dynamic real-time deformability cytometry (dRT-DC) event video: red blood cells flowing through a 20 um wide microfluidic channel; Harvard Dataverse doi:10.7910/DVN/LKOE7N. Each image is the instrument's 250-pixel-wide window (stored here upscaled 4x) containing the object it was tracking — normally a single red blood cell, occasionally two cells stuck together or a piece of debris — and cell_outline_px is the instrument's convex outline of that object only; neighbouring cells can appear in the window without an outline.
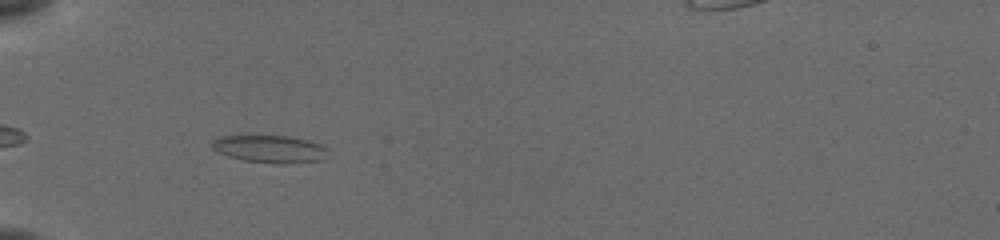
{"species": "common noctule bat (a hibernating species)", "species_latin": "Nyctalus noctula", "temperature_condition": "cold", "stored_images_in_passage": 39, "camera_frame_rate_fps": 3000, "um_per_image_px": 0.085, "animal": {"sex": "female", "body_mass_g": 19.5, "forearm_length_mm": 54.1}, "frame": {"image": 1, "passage_image": 4, "time_ms": 1.0, "image_size_px": [1000, 240], "cell_outline_px": [[328, 148], [324, 160], [288, 164], [276, 164], [244, 160], [228, 156], [212, 148], [212, 140], [220, 136], [288, 136], [308, 140], [320, 144]], "centroid_in_image_um": [22.98, 12.67], "position_along_channel_um": 62.0, "area_um2": 18.61}}
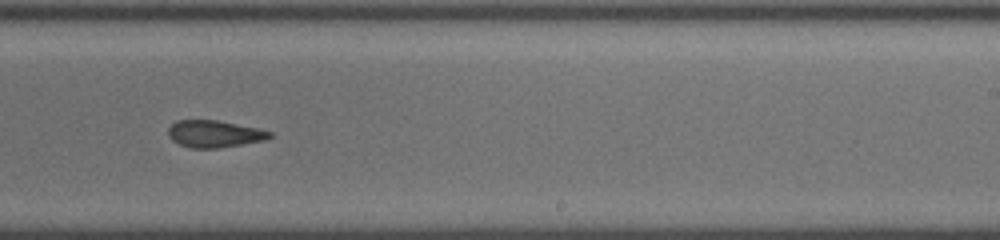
{"frame": {"image": 2, "passage_image": 21, "time_ms": 6.667, "image_size_px": [1000, 240], "cell_outline_px": [[272, 136], [264, 140], [216, 148], [192, 148], [180, 144], [172, 140], [168, 136], [168, 128], [176, 120], [216, 120], [260, 128], [272, 132]], "centroid_in_image_um": [18.21, 11.37], "position_along_channel_um": 270.8, "area_um2": 15.9}}
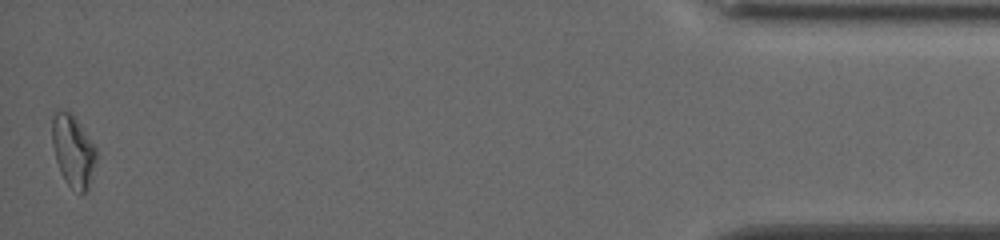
{"frame": {"image": 3, "passage_image": 39, "time_ms": 12.667, "image_size_px": [1000, 240], "cell_outline_px": [[96, 160], [88, 188], [80, 196], [64, 180], [60, 172], [56, 160], [52, 144], [52, 116], [56, 112], [68, 112], [76, 120], [96, 148]], "centroid_in_image_um": [6.2, 12.89], "position_along_channel_um": 429.0, "area_um2": 18.09}, "authors_computed_cell_mechanics": {"area_um2": 17.051, "velocity_mm_per_s": 3.8762, "shape_relaxation_time_tau1_ms": 6.4328, "shape_relaxation_time_tau2_ms": 2.4278, "deformation_change_tau1": 0.1303, "deformation_change_tau2": 0.0976}}